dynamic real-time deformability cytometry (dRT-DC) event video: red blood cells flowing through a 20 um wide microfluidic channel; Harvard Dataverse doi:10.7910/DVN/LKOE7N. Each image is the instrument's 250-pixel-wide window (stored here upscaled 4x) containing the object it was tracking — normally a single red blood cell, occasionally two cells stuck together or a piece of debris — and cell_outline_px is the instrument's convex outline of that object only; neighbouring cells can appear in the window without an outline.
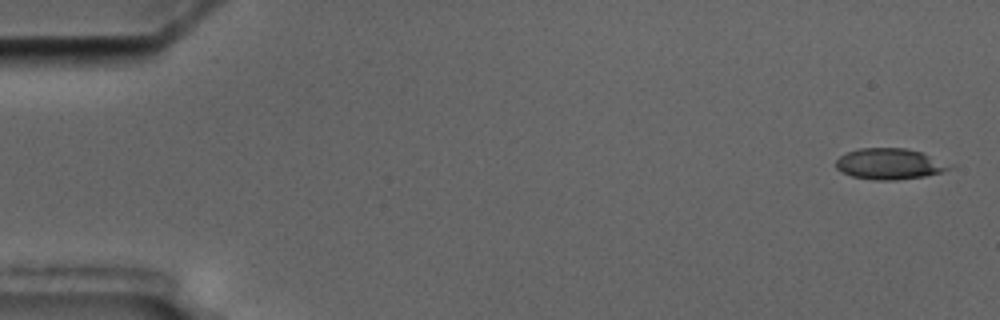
{"species": "common noctule bat (a hibernating species)", "species_latin": "Nyctalus noctula", "temperature_condition": "cold", "stored_images_in_passage": 5, "camera_frame_rate_fps": 3000, "um_per_image_px": 0.085, "animal": {"sex": "male", "body_mass_g": 17.5, "forearm_length_mm": 52.3}, "frame": {"image": 1, "passage_image": 1, "time_ms": 0.0, "image_size_px": [1000, 320], "cell_outline_px": [[956, 164], [952, 168], [944, 172], [924, 176], [896, 180], [872, 180], [852, 176], [836, 168], [836, 160], [840, 156], [856, 148], [908, 148]], "centroid_in_image_um": [75.68, 13.93], "position_along_channel_um": 9.3, "area_um2": 20.75}}
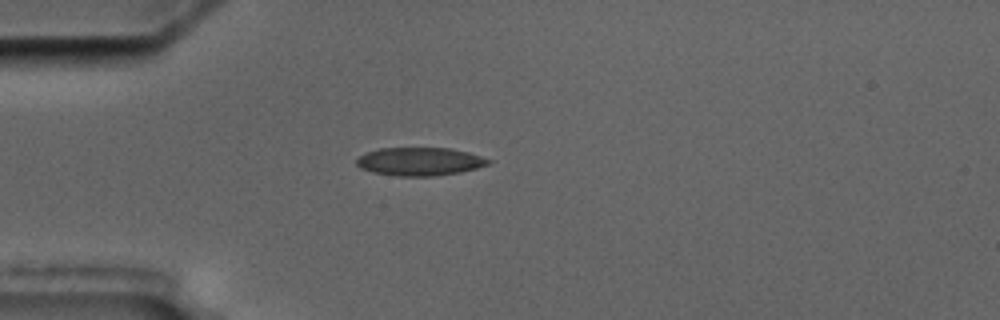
{"frame": {"image": 2, "passage_image": 5, "time_ms": 4.667, "image_size_px": [1000, 320], "cell_outline_px": [[492, 160], [488, 164], [476, 168], [460, 172], [432, 176], [396, 176], [372, 172], [360, 168], [356, 164], [356, 160], [360, 156], [368, 152], [380, 148], [452, 148], [468, 152]], "centroid_in_image_um": [35.67, 13.73], "position_along_channel_um": 49.3, "area_um2": 21.56}}